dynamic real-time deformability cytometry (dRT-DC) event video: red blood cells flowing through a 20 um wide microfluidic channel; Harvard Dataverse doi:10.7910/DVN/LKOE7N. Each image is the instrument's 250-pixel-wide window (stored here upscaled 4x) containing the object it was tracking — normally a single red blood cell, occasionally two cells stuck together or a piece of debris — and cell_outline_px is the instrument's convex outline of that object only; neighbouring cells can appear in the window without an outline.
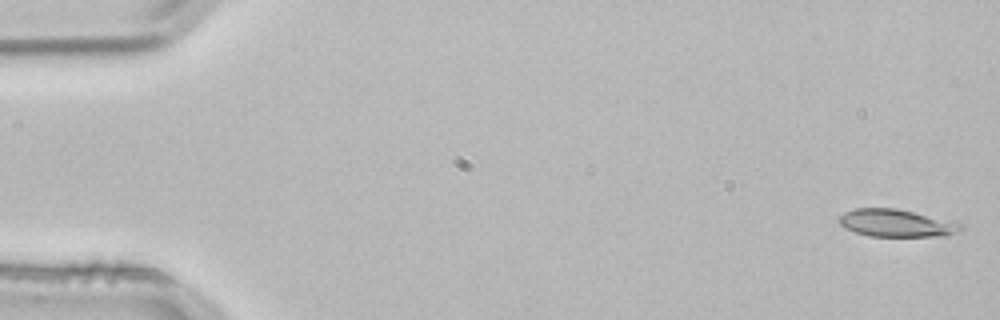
{"species": "common noctule bat (a hibernating species)", "species_latin": "Nyctalus noctula", "temperature_condition": "room temperature", "stored_images_in_passage": 52, "camera_frame_rate_fps": 3000, "um_per_image_px": 0.085, "animal": {"sex": "male", "body_mass_g": 21.5, "forearm_length_mm": 52.0}, "frame": {"image": 1, "passage_image": 1, "time_ms": 0.0, "image_size_px": [1000, 320], "cell_outline_px": [[964, 228], [944, 236], [868, 236], [844, 228], [836, 220], [844, 212], [856, 208], [896, 208], [964, 224]], "centroid_in_image_um": [76.13, 18.96], "position_along_channel_um": 8.9, "area_um2": 19.36}}
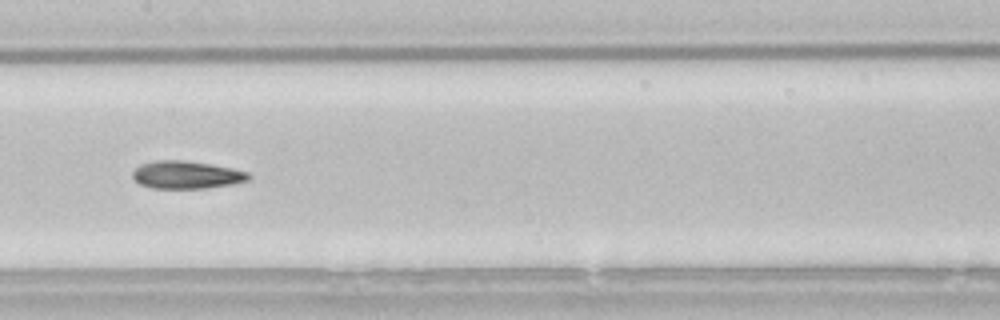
{"frame": {"image": 2, "passage_image": 26, "time_ms": 8.333, "image_size_px": [1000, 320], "cell_outline_px": [[252, 176], [248, 180], [232, 184], [208, 188], [152, 188], [140, 184], [132, 176], [132, 172], [140, 164], [156, 160], [184, 160], [232, 168], [248, 172]], "centroid_in_image_um": [15.85, 14.86], "position_along_channel_um": 191.5, "area_um2": 18.67}}
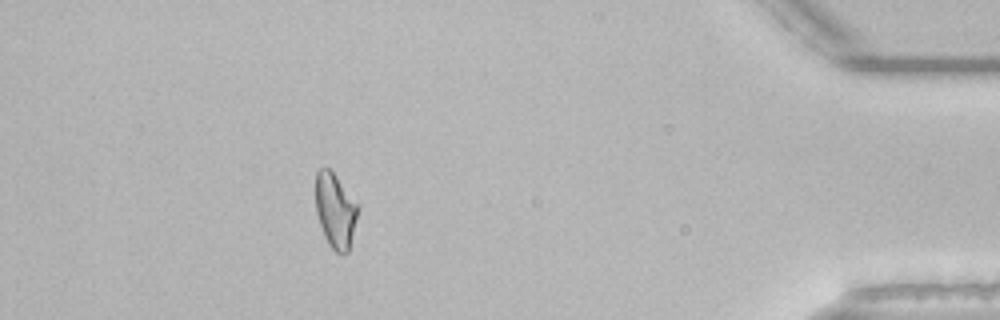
{"frame": {"image": 3, "passage_image": 47, "time_ms": 15.333, "image_size_px": [1000, 320], "cell_outline_px": [[360, 208], [348, 252], [340, 256], [328, 244], [324, 236], [316, 212], [316, 172], [320, 168], [328, 168], [336, 176]], "centroid_in_image_um": [28.51, 17.94], "position_along_channel_um": 406.7, "area_um2": 18.32}, "authors_computed_cell_mechanics": {"area_um2": 18.8428, "velocity_mm_per_s": 3.8358, "shape_relaxation_time_tau1_ms": null, "shape_relaxation_time_tau2_ms": 4.4492, "deformation_change_tau1": null, "deformation_change_tau2": 0.1221}}